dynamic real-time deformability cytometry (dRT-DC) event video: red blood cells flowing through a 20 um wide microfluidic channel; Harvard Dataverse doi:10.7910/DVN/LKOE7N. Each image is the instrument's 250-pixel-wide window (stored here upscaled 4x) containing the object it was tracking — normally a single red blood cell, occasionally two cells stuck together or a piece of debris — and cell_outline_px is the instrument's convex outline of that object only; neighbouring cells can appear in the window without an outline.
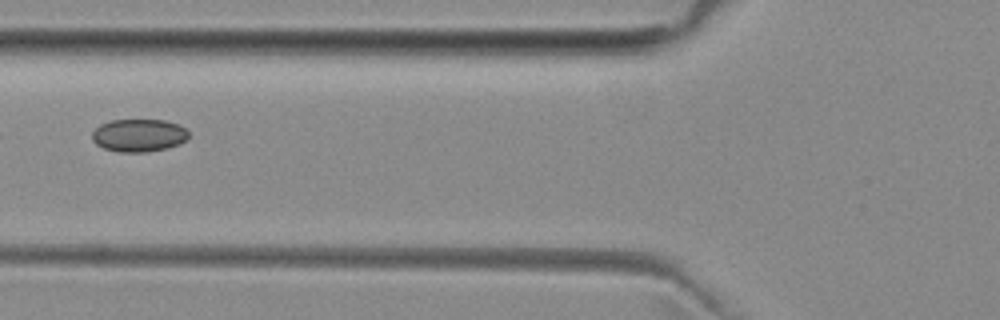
{"species": "common noctule bat (a hibernating species)", "species_latin": "Nyctalus noctula", "temperature_condition": "room temperature", "stored_images_in_passage": 5, "camera_frame_rate_fps": 3000, "um_per_image_px": 0.085, "animal": {"sex": "female", "body_mass_g": 29.2, "forearm_length_mm": 56.3}, "frame": {"image": 1, "passage_image": 5, "time_ms": 4.667, "image_size_px": [1000, 320], "cell_outline_px": [[188, 140], [180, 144], [168, 148], [148, 152], [120, 152], [104, 148], [96, 144], [92, 140], [92, 132], [100, 124], [112, 120], [164, 120], [180, 124], [188, 132]], "centroid_in_image_um": [11.82, 11.51], "position_along_channel_um": 114.0, "area_um2": 18.61}}